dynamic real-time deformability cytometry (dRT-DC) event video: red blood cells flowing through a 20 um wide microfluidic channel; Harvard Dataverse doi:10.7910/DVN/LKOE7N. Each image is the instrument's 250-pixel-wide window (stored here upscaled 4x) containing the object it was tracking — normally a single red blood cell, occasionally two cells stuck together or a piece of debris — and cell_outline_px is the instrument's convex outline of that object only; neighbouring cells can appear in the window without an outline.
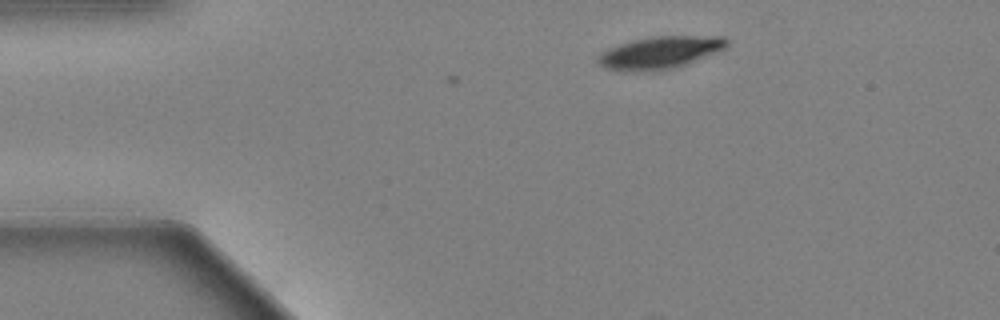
{"species": "Egyptian fruit bat (a non-hibernating species)", "species_latin": "Rousettus aegyptiacus", "temperature_condition": "warm", "stored_images_in_passage": 4, "camera_frame_rate_fps": 3000, "um_per_image_px": 0.085, "animal": {"sex": "female"}, "frame": {"image": 1, "passage_image": 1, "time_ms": 0.0, "image_size_px": [1000, 320], "cell_outline_px": [[728, 44], [724, 48], [684, 64], [672, 68], [608, 68], [600, 64], [596, 60], [596, 56], [600, 52], [608, 48], [620, 44], [652, 36], [724, 36], [728, 40]], "centroid_in_image_um": [56.12, 4.39], "position_along_channel_um": 28.9, "area_um2": 22.77}}